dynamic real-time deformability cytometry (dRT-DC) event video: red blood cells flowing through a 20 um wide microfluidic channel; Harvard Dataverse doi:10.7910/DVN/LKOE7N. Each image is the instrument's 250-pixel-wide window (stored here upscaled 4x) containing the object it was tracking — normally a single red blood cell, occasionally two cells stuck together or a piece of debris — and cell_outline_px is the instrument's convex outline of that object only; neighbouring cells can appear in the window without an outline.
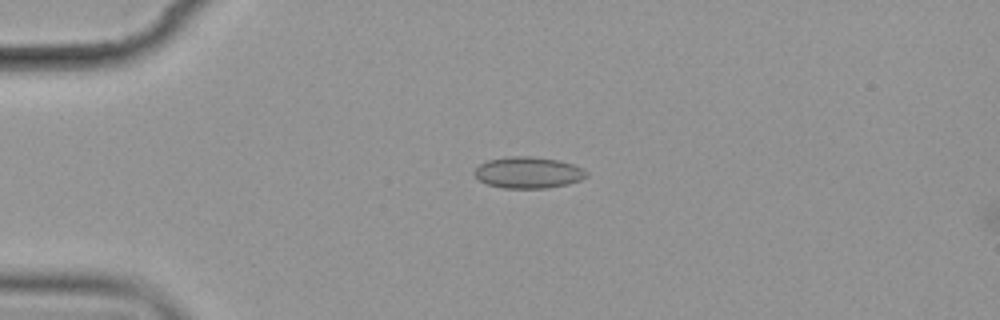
{"species": "common noctule bat (a hibernating species)", "species_latin": "Nyctalus noctula", "temperature_condition": "cold", "stored_images_in_passage": 5, "camera_frame_rate_fps": 3000, "um_per_image_px": 0.085, "animal": {"sex": "female", "body_mass_g": 19.9}, "frame": {"image": 1, "passage_image": 4, "time_ms": 3.333, "image_size_px": [1000, 320], "cell_outline_px": [[588, 176], [580, 180], [568, 184], [548, 188], [504, 188], [488, 184], [480, 180], [472, 172], [480, 164], [488, 160], [508, 156], [532, 156], [560, 160], [572, 164], [588, 172]], "centroid_in_image_um": [44.9, 14.66], "position_along_channel_um": 40.1, "area_um2": 20.52}}